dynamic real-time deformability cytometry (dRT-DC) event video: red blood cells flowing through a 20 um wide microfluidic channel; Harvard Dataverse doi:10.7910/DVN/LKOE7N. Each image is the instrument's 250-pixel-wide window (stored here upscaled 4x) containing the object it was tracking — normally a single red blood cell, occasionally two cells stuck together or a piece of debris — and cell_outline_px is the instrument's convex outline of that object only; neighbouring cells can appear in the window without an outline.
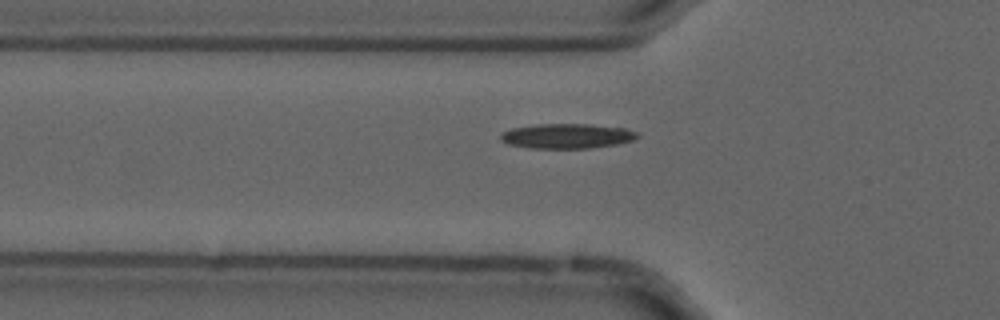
{"species": "common noctule bat (a hibernating species)", "species_latin": "Nyctalus noctula", "temperature_condition": "cold", "stored_images_in_passage": 40, "camera_frame_rate_fps": 3000, "um_per_image_px": 0.085, "animal": {"sex": "male", "forearm_length_mm": 52.5}, "frame": {"image": 1, "passage_image": 14, "time_ms": 4.333, "image_size_px": [1000, 320], "cell_outline_px": [[640, 136], [632, 140], [616, 144], [588, 148], [528, 148], [508, 144], [500, 140], [500, 136], [504, 132], [512, 128], [536, 124], [588, 124], [624, 128], [636, 132]], "centroid_in_image_um": [48.16, 11.56], "position_along_channel_um": 77.6, "area_um2": 19.65}}
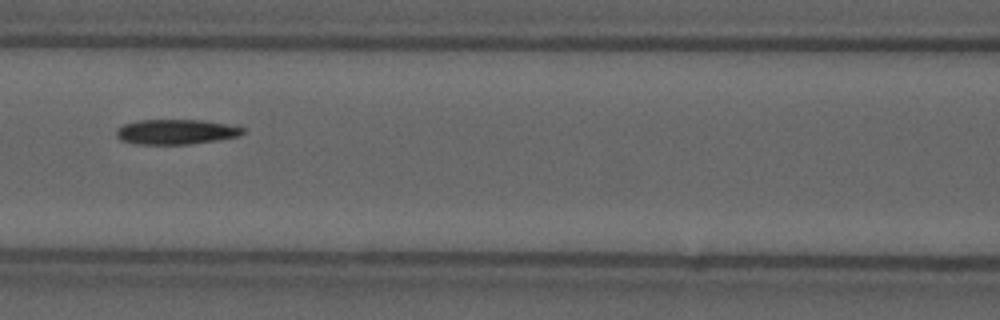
{"frame": {"image": 2, "passage_image": 20, "time_ms": 6.333, "image_size_px": [1000, 320], "cell_outline_px": [[248, 128], [240, 136], [216, 140], [188, 144], [136, 144], [120, 140], [116, 136], [116, 128], [124, 124], [140, 120], [200, 120], [240, 124]], "centroid_in_image_um": [15.06, 11.19], "position_along_channel_um": 151.5, "area_um2": 18.84}}
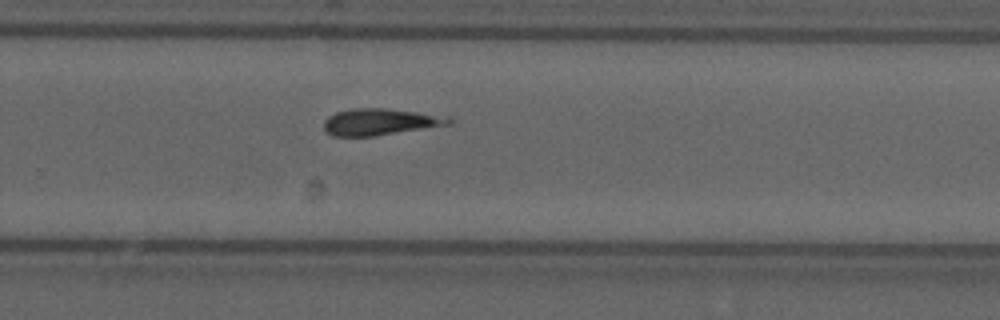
{"frame": {"image": 3, "passage_image": 32, "time_ms": 10.333, "image_size_px": [1000, 320], "cell_outline_px": [[456, 120], [452, 124], [376, 136], [332, 136], [324, 128], [324, 120], [328, 116], [336, 112], [352, 108], [384, 108], [416, 112]], "centroid_in_image_um": [32.25, 10.37], "position_along_channel_um": 297.6, "area_um2": 19.13}, "authors_computed_cell_mechanics": {"area_um2": 18.6405, "velocity_mm_per_s": 3.6642, "shape_relaxation_time_tau1_ms": null, "shape_relaxation_time_tau2_ms": 10.298, "deformation_change_tau1": null, "deformation_change_tau2": 0.2316}}